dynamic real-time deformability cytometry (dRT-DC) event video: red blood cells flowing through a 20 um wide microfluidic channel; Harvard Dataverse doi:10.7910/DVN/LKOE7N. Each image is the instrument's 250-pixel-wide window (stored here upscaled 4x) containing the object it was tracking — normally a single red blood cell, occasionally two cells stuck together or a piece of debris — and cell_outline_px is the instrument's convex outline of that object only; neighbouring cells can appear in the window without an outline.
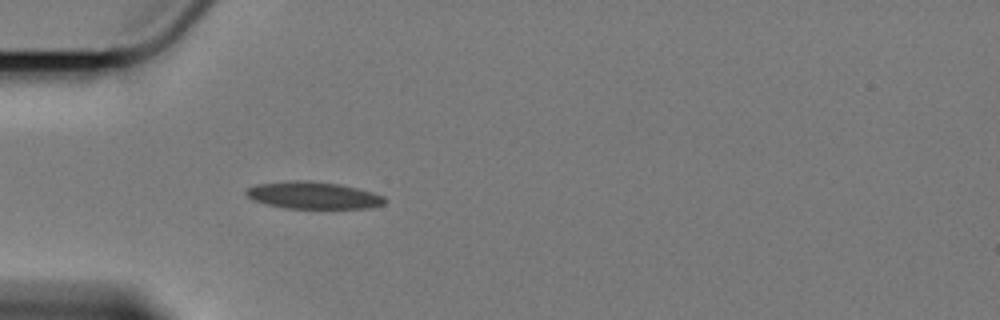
{"species": "Egyptian fruit bat (a non-hibernating species)", "species_latin": "Rousettus aegyptiacus", "temperature_condition": "cold", "stored_images_in_passage": 42, "camera_frame_rate_fps": 3000, "um_per_image_px": 0.085, "animal": {"sex": "female"}, "frame": {"image": 1, "passage_image": 1, "time_ms": 0.0, "image_size_px": [1000, 320], "cell_outline_px": [[384, 204], [368, 208], [284, 208], [252, 200], [244, 192], [248, 188], [256, 184], [288, 180], [308, 180], [340, 184], [372, 192], [384, 196]], "centroid_in_image_um": [26.59, 16.59], "position_along_channel_um": 58.4, "area_um2": 21.85}}
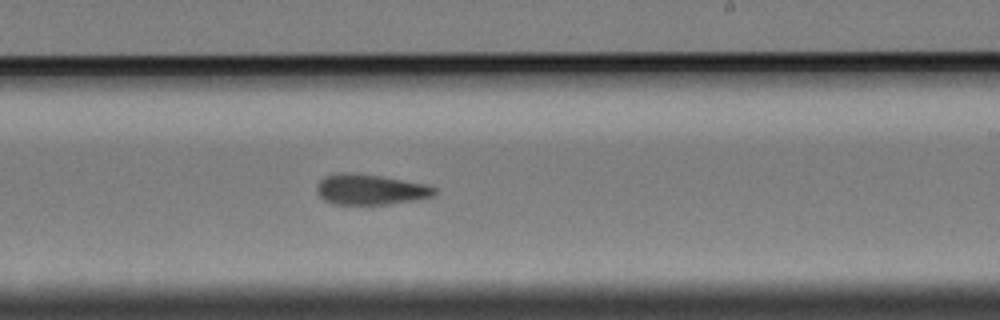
{"frame": {"image": 2, "passage_image": 19, "time_ms": 6.0, "image_size_px": [1000, 320], "cell_outline_px": [[436, 192], [432, 196], [416, 200], [392, 204], [332, 204], [324, 200], [320, 196], [316, 188], [316, 184], [324, 176], [336, 172], [352, 172], [384, 176], [428, 184], [436, 188]], "centroid_in_image_um": [31.47, 16.09], "position_along_channel_um": 257.5, "area_um2": 21.33}}
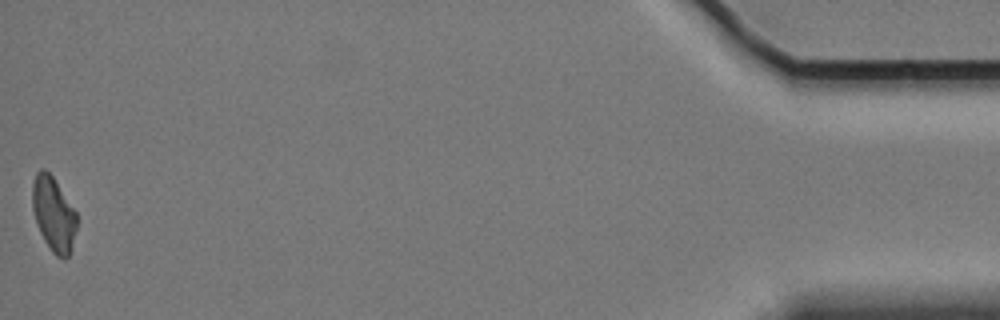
{"frame": {"image": 3, "passage_image": 42, "time_ms": 13.667, "image_size_px": [1000, 320], "cell_outline_px": [[76, 228], [72, 248], [68, 256], [64, 260], [56, 256], [52, 252], [44, 240], [40, 232], [32, 208], [32, 184], [36, 172], [40, 168], [44, 168], [52, 176], [76, 212]], "centroid_in_image_um": [4.54, 18.21], "position_along_channel_um": 430.7, "area_um2": 19.13}, "authors_computed_cell_mechanics": {"area_um2": 21.0392, "velocity_mm_per_s": 3.4048, "shape_relaxation_time_tau1_ms": null, "shape_relaxation_time_tau2_ms": 5.7533, "deformation_change_tau1": null, "deformation_change_tau2": 0.1127}}